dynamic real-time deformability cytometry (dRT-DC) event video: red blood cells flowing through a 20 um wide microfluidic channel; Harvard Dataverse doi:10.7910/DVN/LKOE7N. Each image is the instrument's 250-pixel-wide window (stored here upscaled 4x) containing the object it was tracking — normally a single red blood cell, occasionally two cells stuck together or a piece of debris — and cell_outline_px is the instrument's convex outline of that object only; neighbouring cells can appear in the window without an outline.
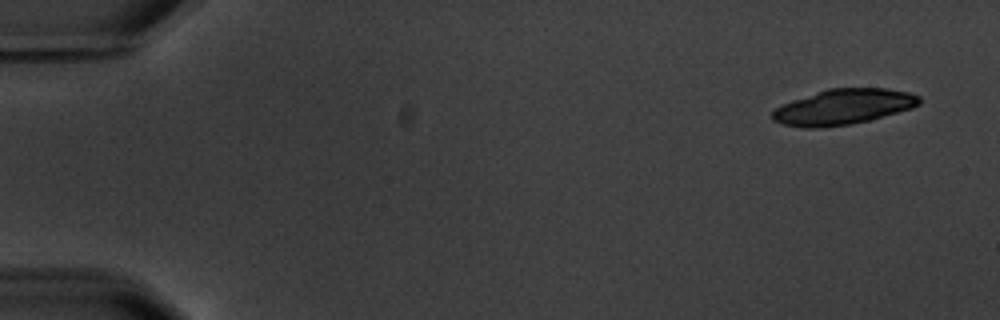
{"species": "common noctule bat (a hibernating species)", "species_latin": "Nyctalus noctula", "temperature_condition": "warm", "stored_images_in_passage": 5, "camera_frame_rate_fps": 3000, "um_per_image_px": 0.085, "animal": {"sex": "male", "body_mass_g": 20.1, "forearm_length_mm": 53.5}, "frame": {"image": 1, "passage_image": 1, "time_ms": 0.0, "image_size_px": [1000, 320], "cell_outline_px": [[920, 104], [912, 108], [868, 120], [848, 124], [820, 128], [804, 128], [784, 124], [772, 120], [772, 112], [780, 104], [828, 88], [888, 88], [908, 92], [920, 96]], "centroid_in_image_um": [71.66, 9.07], "position_along_channel_um": 13.3, "area_um2": 30.23}}